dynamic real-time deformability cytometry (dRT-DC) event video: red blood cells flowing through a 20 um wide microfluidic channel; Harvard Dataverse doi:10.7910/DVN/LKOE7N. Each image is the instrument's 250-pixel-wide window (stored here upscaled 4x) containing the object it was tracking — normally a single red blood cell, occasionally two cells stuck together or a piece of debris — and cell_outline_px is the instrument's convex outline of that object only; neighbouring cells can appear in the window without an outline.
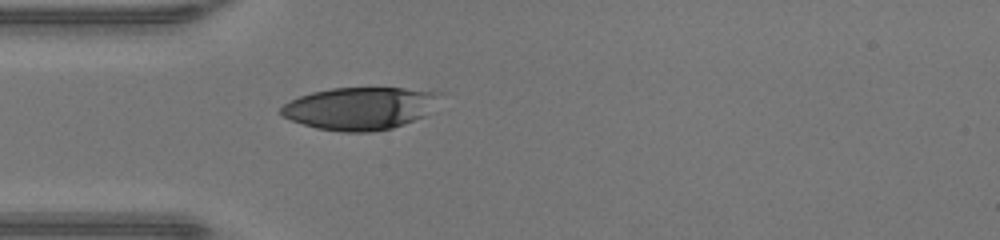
{"species": "human", "species_latin": "Homo sapiens", "temperature_condition": "warm", "stored_images_in_passage": 34, "camera_frame_rate_fps": 3000, "um_per_image_px": 0.085, "donor": {"sex": "male"}, "frame": {"image": 1, "passage_image": 1, "time_ms": 0.0, "image_size_px": [1000, 240], "cell_outline_px": [[444, 92], [424, 116], [404, 124], [392, 128], [372, 132], [344, 132], [316, 128], [292, 120], [284, 116], [280, 112], [280, 108], [284, 104], [300, 96], [312, 92], [332, 88], [404, 88]], "centroid_in_image_um": [30.61, 9.2], "position_along_channel_um": 54.4, "area_um2": 39.13}}
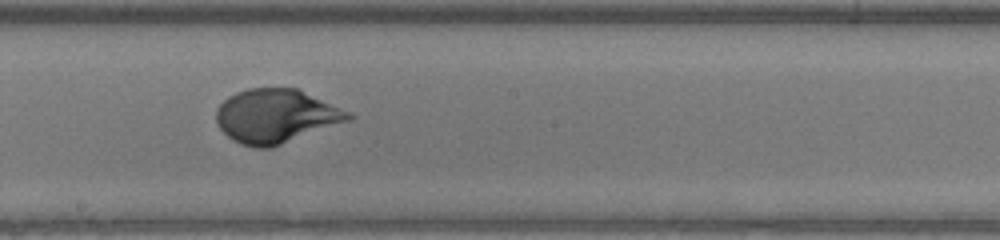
{"frame": {"image": 2, "passage_image": 13, "time_ms": 4.0, "image_size_px": [1000, 240], "cell_outline_px": [[356, 116], [348, 120], [272, 148], [256, 148], [240, 144], [232, 140], [216, 124], [216, 108], [228, 96], [236, 92], [248, 88], [296, 88], [352, 112]], "centroid_in_image_um": [23.43, 9.87], "position_along_channel_um": 224.8, "area_um2": 41.5}}
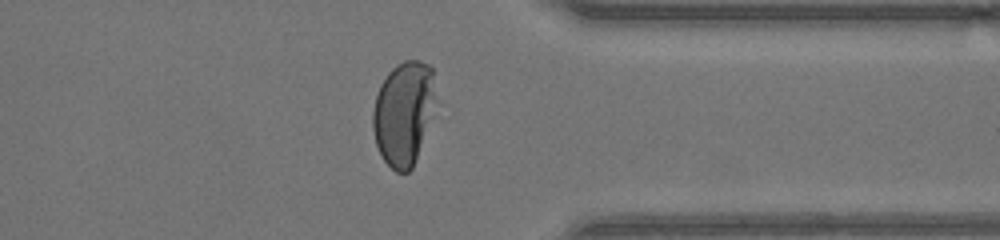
{"frame": {"image": 3, "passage_image": 24, "time_ms": 7.667, "image_size_px": [1000, 240], "cell_outline_px": [[436, 100], [412, 168], [408, 172], [396, 172], [384, 160], [376, 144], [372, 128], [372, 112], [376, 96], [380, 84], [388, 72], [396, 64], [404, 60], [420, 60], [428, 64], [432, 68]], "centroid_in_image_um": [34.28, 9.57], "position_along_channel_um": 377.1, "area_um2": 37.69}, "authors_computed_cell_mechanics": {"area_um2": 40.9224, "velocity_mm_per_s": 4.3576, "shape_relaxation_time_tau1_ms": 4.358, "shape_relaxation_time_tau2_ms": null, "deformation_change_tau1": 0.2535, "deformation_change_tau2": null}}